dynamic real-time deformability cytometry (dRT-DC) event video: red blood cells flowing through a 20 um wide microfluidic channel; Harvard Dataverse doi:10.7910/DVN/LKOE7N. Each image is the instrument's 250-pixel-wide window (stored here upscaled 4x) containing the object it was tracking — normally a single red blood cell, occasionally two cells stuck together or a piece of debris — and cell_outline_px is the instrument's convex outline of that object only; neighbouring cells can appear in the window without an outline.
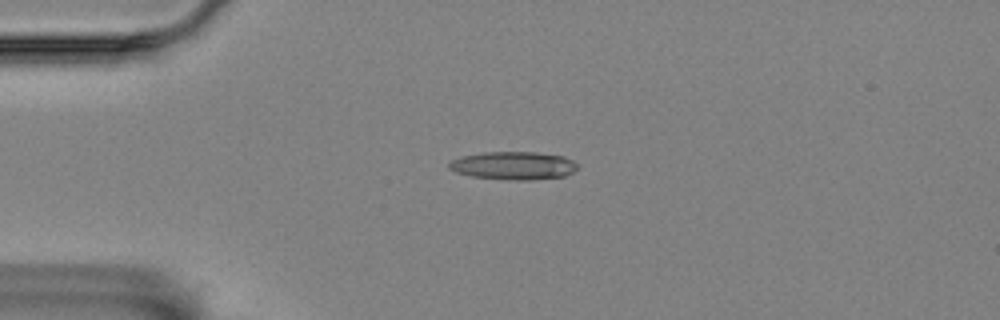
{"species": "Egyptian fruit bat (a non-hibernating species)", "species_latin": "Rousettus aegyptiacus", "temperature_condition": "room temperature", "stored_images_in_passage": 44, "camera_frame_rate_fps": 3000, "um_per_image_px": 0.085, "animal": {"sex": "female"}, "frame": {"image": 1, "passage_image": 1, "time_ms": 0.0, "image_size_px": [1000, 320], "cell_outline_px": [[576, 168], [572, 172], [564, 176], [532, 180], [508, 180], [472, 176], [456, 172], [448, 168], [448, 164], [452, 160], [460, 156], [484, 152], [536, 152], [564, 156], [572, 160], [576, 164]], "centroid_in_image_um": [43.62, 14.07], "position_along_channel_um": 41.4, "area_um2": 20.98}}
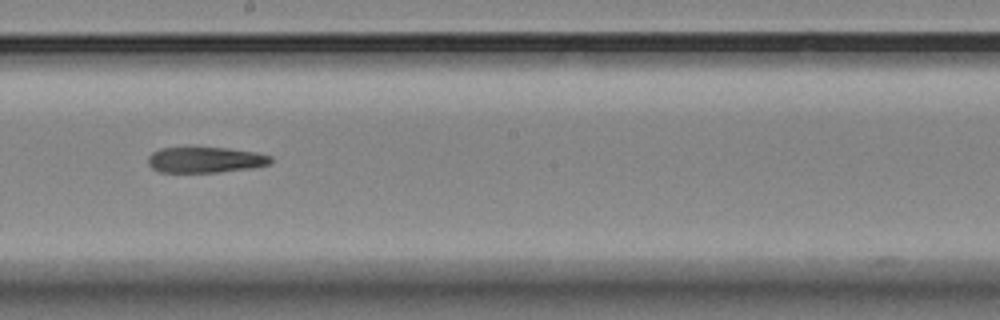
{"frame": {"image": 2, "passage_image": 19, "time_ms": 6.0, "image_size_px": [1000, 320], "cell_outline_px": [[272, 160], [268, 164], [256, 168], [220, 172], [160, 172], [152, 168], [148, 164], [148, 156], [152, 152], [160, 148], [228, 148], [256, 152], [272, 156]], "centroid_in_image_um": [17.47, 13.59], "position_along_channel_um": 230.7, "area_um2": 18.5}}
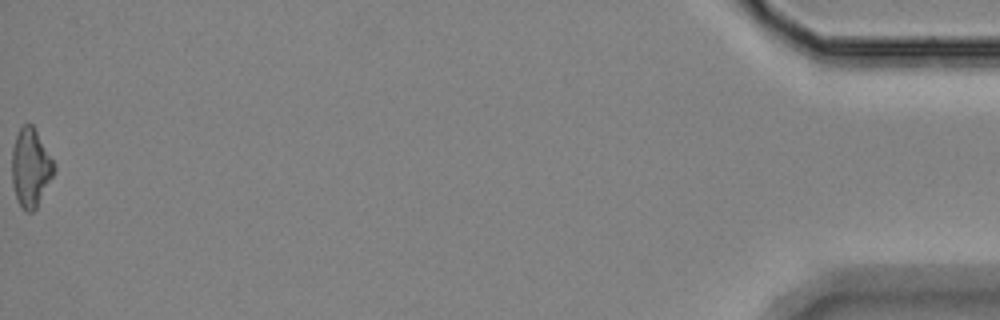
{"frame": {"image": 3, "passage_image": 44, "time_ms": 14.333, "image_size_px": [1000, 320], "cell_outline_px": [[56, 168], [36, 208], [32, 212], [24, 212], [16, 200], [12, 184], [12, 148], [16, 136], [20, 128], [24, 124], [32, 124], [56, 164]], "centroid_in_image_um": [2.59, 14.28], "position_along_channel_um": 432.6, "area_um2": 19.25}}